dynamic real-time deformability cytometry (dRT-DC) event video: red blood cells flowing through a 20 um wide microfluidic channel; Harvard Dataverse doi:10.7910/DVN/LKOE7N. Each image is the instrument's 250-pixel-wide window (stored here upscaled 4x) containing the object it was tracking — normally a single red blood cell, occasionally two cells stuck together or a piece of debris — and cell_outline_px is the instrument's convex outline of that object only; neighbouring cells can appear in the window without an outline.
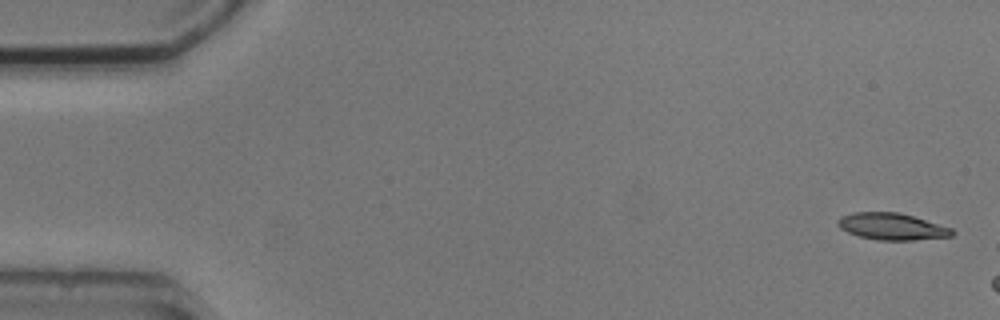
{"species": "common noctule bat (a hibernating species)", "species_latin": "Nyctalus noctula", "temperature_condition": "cold", "stored_images_in_passage": 3, "camera_frame_rate_fps": 3000, "um_per_image_px": 0.085, "animal": {"sex": "male", "body_mass_g": 20.5, "forearm_length_mm": 52.5}, "frame": {"image": 1, "passage_image": 1, "time_ms": 0.0, "image_size_px": [1000, 320], "cell_outline_px": [[956, 232], [952, 236], [912, 240], [880, 240], [860, 236], [848, 232], [840, 228], [836, 224], [836, 220], [840, 216], [852, 212], [900, 212], [952, 228]], "centroid_in_image_um": [75.79, 19.24], "position_along_channel_um": 9.2, "area_um2": 17.86}}